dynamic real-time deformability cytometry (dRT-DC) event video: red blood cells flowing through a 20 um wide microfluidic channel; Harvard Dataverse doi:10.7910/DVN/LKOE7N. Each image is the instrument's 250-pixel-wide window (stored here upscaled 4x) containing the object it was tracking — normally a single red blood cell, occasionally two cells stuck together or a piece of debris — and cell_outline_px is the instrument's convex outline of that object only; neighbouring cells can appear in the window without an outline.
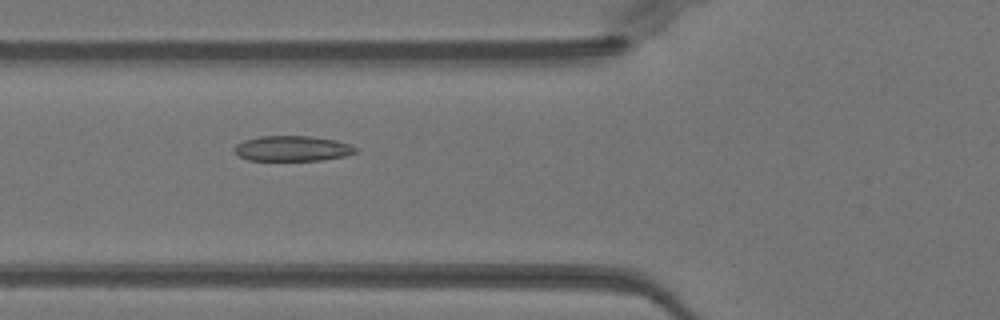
{"species": "Egyptian fruit bat (a non-hibernating species)", "species_latin": "Rousettus aegyptiacus", "temperature_condition": "warm", "stored_images_in_passage": 45, "camera_frame_rate_fps": 3000, "um_per_image_px": 0.085, "animal": {"sex": "female"}, "frame": {"image": 1, "passage_image": 13, "time_ms": 4.0, "image_size_px": [1000, 320], "cell_outline_px": [[360, 152], [348, 156], [320, 160], [248, 160], [240, 156], [236, 152], [236, 144], [244, 140], [260, 136], [308, 136], [336, 140], [352, 144], [360, 148]], "centroid_in_image_um": [24.97, 12.62], "position_along_channel_um": 100.8, "area_um2": 18.03}}
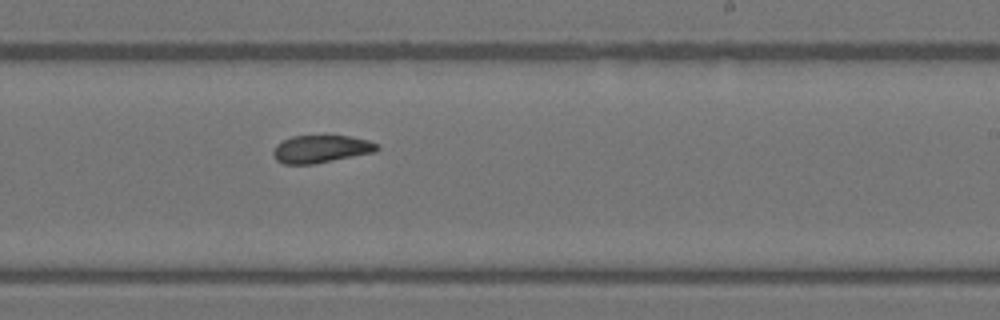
{"frame": {"image": 2, "passage_image": 25, "time_ms": 8.0, "image_size_px": [1000, 320], "cell_outline_px": [[380, 148], [372, 152], [312, 164], [284, 164], [276, 160], [272, 156], [272, 152], [276, 144], [292, 136], [352, 136], [368, 140], [376, 144]], "centroid_in_image_um": [27.22, 12.66], "position_along_channel_um": 261.8, "area_um2": 16.47}}
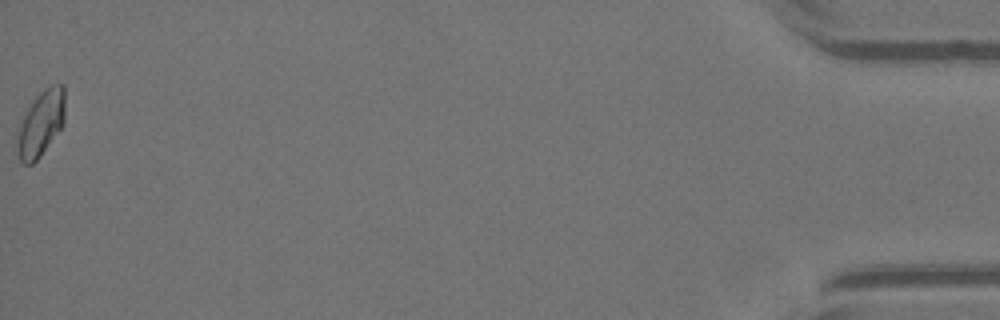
{"frame": {"image": 3, "passage_image": 45, "time_ms": 14.667, "image_size_px": [1000, 320], "cell_outline_px": [[64, 124], [40, 156], [32, 164], [24, 164], [20, 160], [16, 144], [16, 140], [20, 120], [32, 100], [44, 88], [52, 84], [64, 84]], "centroid_in_image_um": [3.46, 10.47], "position_along_channel_um": 431.7, "area_um2": 18.38}, "authors_computed_cell_mechanics": {"area_um2": 17.4556, "velocity_mm_per_s": 4.0224, "shape_relaxation_time_tau1_ms": null, "shape_relaxation_time_tau2_ms": 2.6025, "deformation_change_tau1": null, "deformation_change_tau2": 0.0692}}